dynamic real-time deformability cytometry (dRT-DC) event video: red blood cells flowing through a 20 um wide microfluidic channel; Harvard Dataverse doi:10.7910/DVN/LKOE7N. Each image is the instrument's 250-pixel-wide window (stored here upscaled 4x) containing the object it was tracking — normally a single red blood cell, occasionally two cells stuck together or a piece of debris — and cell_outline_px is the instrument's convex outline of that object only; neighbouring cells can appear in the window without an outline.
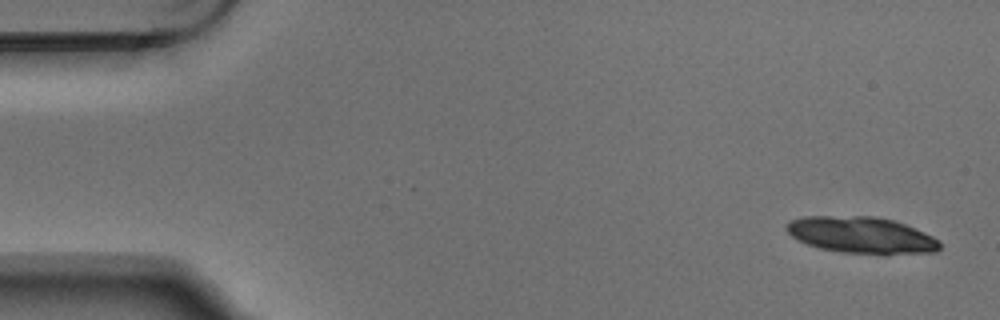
{"species": "Egyptian fruit bat (a non-hibernating species)", "species_latin": "Rousettus aegyptiacus", "temperature_condition": "warm", "stored_images_in_passage": 7, "camera_frame_rate_fps": 3000, "um_per_image_px": 0.085, "animal": {"sex": "male"}, "frame": {"image": 1, "passage_image": 1, "time_ms": 0.0, "image_size_px": [1000, 320], "cell_outline_px": [[940, 248], [936, 252], [844, 252], [820, 248], [808, 244], [792, 236], [784, 228], [792, 220], [804, 216], [876, 216], [892, 220], [904, 224], [924, 232], [940, 240]], "centroid_in_image_um": [73.19, 19.94], "position_along_channel_um": 11.8, "area_um2": 31.67}}
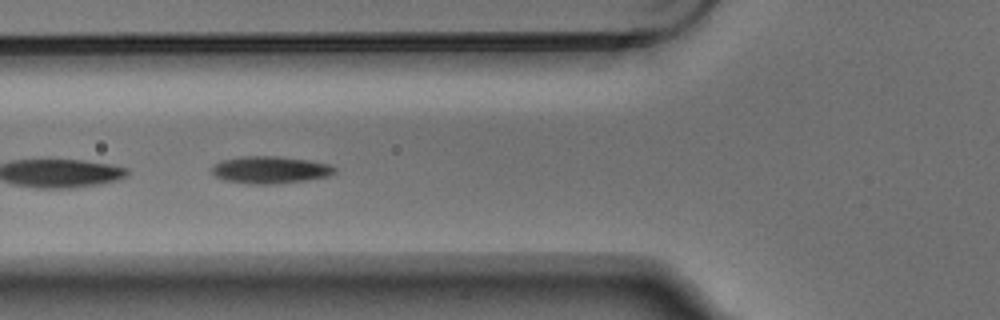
{"frame": {"image": 2, "passage_image": 6, "time_ms": 1.667, "image_size_px": [1000, 320], "cell_outline_px": [[336, 172], [328, 176], [304, 180], [272, 184], [248, 184], [224, 180], [216, 176], [212, 172], [212, 168], [220, 160], [240, 156], [276, 156], [308, 160], [328, 164], [336, 168]], "centroid_in_image_um": [22.94, 14.43], "position_along_channel_um": 102.9, "area_um2": 19.36}}
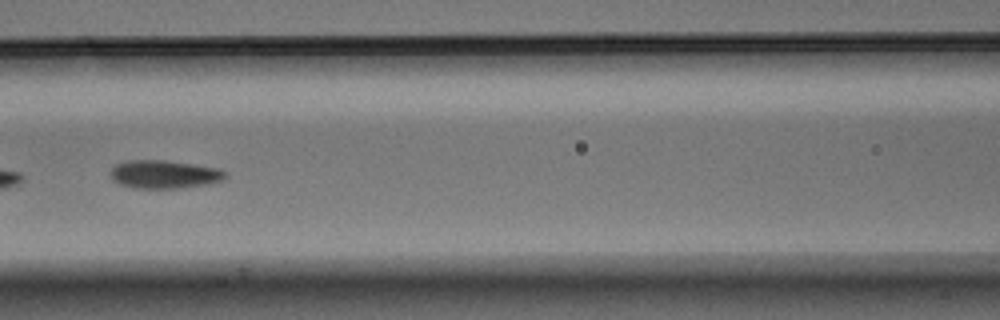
{"frame": {"image": 3, "passage_image": 7, "time_ms": 2.0, "image_size_px": [1000, 320], "cell_outline_px": [[228, 176], [220, 180], [208, 184], [180, 188], [136, 188], [120, 184], [112, 180], [112, 168], [116, 164], [128, 160], [164, 160], [220, 168], [228, 172]], "centroid_in_image_um": [14.0, 14.81], "position_along_channel_um": 152.6, "area_um2": 18.84}}